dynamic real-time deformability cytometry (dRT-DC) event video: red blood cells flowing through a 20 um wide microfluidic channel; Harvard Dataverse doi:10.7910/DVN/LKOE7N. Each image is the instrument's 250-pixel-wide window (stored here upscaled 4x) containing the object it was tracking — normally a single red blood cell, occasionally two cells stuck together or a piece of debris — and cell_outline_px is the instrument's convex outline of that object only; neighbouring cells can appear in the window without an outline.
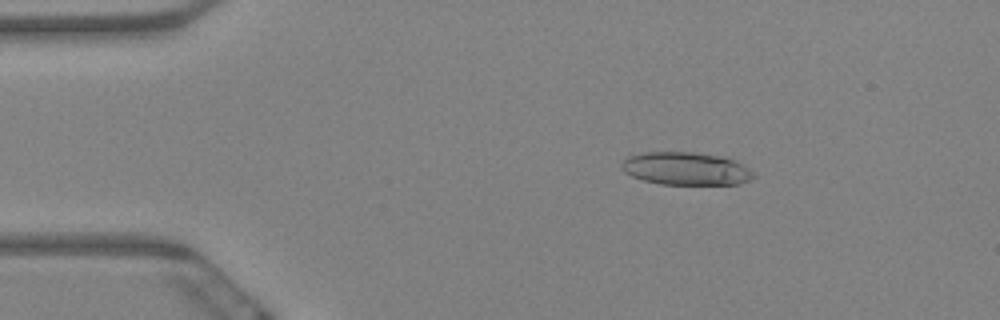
{"species": "Egyptian fruit bat (a non-hibernating species)", "species_latin": "Rousettus aegyptiacus", "temperature_condition": "warm", "stored_images_in_passage": 5, "camera_frame_rate_fps": 3000, "um_per_image_px": 0.085, "animal": {"sex": "female"}, "frame": {"image": 1, "passage_image": 3, "time_ms": 0.667, "image_size_px": [1000, 320], "cell_outline_px": [[756, 176], [740, 184], [660, 184], [644, 180], [632, 176], [624, 172], [620, 164], [628, 156], [644, 152], [692, 152], [716, 156], [732, 160], [748, 168]], "centroid_in_image_um": [58.26, 14.34], "position_along_channel_um": 26.7, "area_um2": 24.91}}